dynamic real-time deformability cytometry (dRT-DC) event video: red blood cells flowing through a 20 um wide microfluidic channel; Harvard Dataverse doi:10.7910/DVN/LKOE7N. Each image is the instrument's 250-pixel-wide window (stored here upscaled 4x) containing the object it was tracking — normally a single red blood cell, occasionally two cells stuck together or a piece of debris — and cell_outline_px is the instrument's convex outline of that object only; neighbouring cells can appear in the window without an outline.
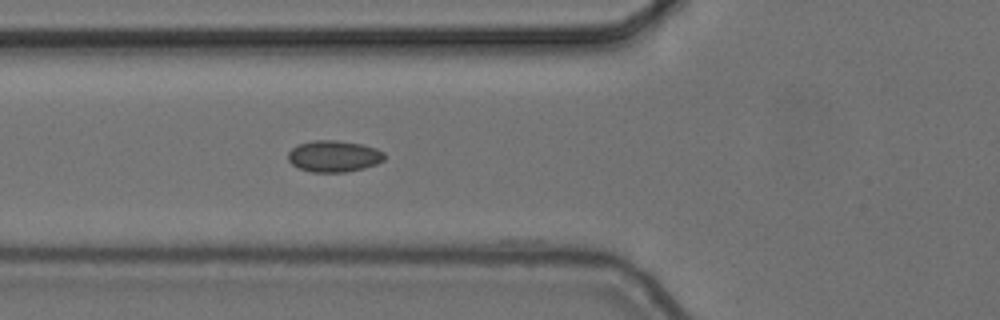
{"species": "common noctule bat (a hibernating species)", "species_latin": "Nyctalus noctula", "temperature_condition": "cold", "stored_images_in_passage": 2, "camera_frame_rate_fps": 3000, "um_per_image_px": 0.085, "animal": {"sex": "female", "body_mass_g": 24.6, "forearm_length_mm": 56.2}, "frame": {"image": 1, "passage_image": 2, "time_ms": 0.333, "image_size_px": [1000, 320], "cell_outline_px": [[384, 160], [376, 164], [364, 168], [344, 172], [312, 172], [300, 168], [292, 164], [288, 160], [288, 152], [296, 144], [312, 140], [336, 140], [360, 144], [376, 148], [384, 152]], "centroid_in_image_um": [28.36, 13.27], "position_along_channel_um": 97.4, "area_um2": 17.69}}